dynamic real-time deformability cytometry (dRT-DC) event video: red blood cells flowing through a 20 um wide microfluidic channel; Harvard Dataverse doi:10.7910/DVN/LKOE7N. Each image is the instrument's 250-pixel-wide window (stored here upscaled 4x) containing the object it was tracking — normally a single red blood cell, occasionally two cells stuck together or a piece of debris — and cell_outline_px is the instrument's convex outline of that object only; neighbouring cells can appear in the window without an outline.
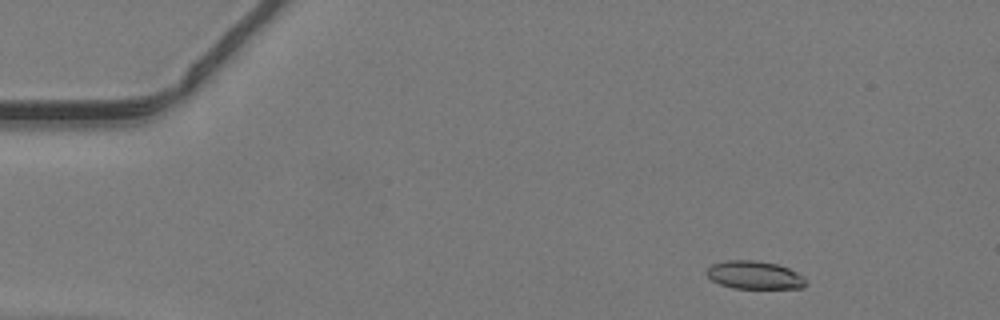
{"species": "common noctule bat (a hibernating species)", "species_latin": "Nyctalus noctula", "temperature_condition": "warm", "stored_images_in_passage": 43, "camera_frame_rate_fps": 3000, "um_per_image_px": 0.085, "animal": {"sex": "male", "body_mass_g": 19.2, "forearm_length_mm": 51.8}, "frame": {"image": 1, "passage_image": 3, "time_ms": 0.667, "image_size_px": [1000, 320], "cell_outline_px": [[808, 284], [800, 288], [732, 288], [720, 284], [712, 280], [704, 272], [712, 264], [728, 260], [756, 260], [776, 264], [788, 268], [804, 276], [808, 280]], "centroid_in_image_um": [64.15, 23.38], "position_along_channel_um": 20.9, "area_um2": 16.3}}
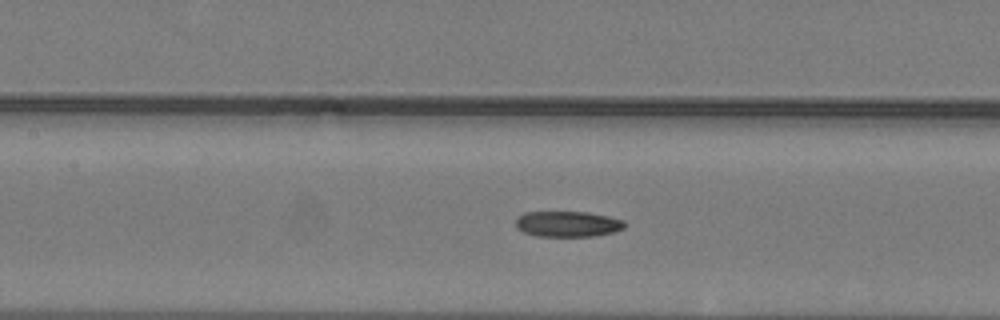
{"frame": {"image": 2, "passage_image": 19, "time_ms": 6.0, "image_size_px": [1000, 320], "cell_outline_px": [[624, 228], [612, 232], [596, 236], [536, 236], [524, 232], [516, 228], [516, 220], [524, 212], [588, 212], [608, 216], [624, 220]], "centroid_in_image_um": [48.25, 19.04], "position_along_channel_um": 159.2, "area_um2": 16.24}}
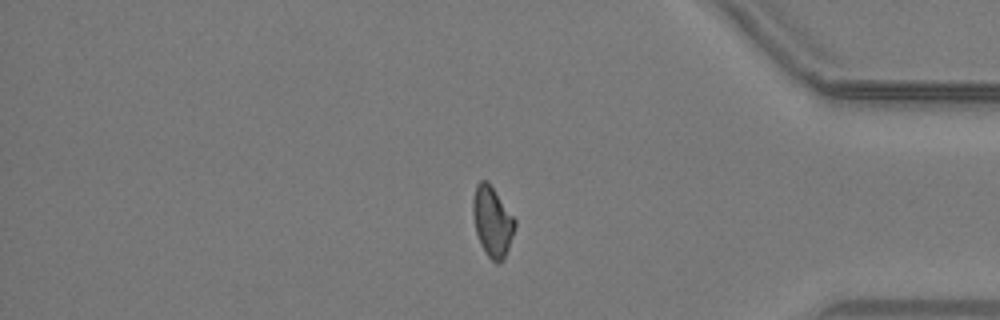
{"frame": {"image": 3, "passage_image": 37, "time_ms": 12.0, "image_size_px": [1000, 320], "cell_outline_px": [[516, 224], [504, 260], [500, 264], [496, 264], [484, 252], [480, 244], [476, 232], [472, 216], [472, 200], [476, 184], [480, 180], [488, 180], [516, 220]], "centroid_in_image_um": [41.83, 18.83], "position_along_channel_um": 393.4, "area_um2": 17.4}}